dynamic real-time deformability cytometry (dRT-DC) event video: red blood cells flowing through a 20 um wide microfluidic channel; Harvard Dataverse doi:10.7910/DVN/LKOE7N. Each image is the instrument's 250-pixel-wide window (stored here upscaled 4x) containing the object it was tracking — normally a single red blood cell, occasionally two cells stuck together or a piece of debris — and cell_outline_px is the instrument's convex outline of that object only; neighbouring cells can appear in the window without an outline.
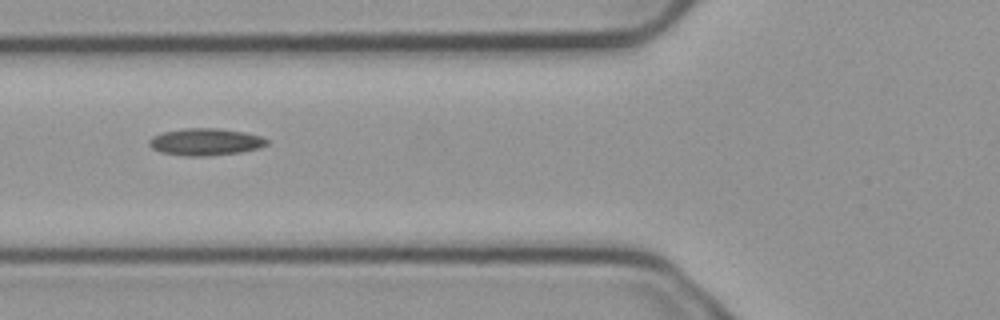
{"species": "common noctule bat (a hibernating species)", "species_latin": "Nyctalus noctula", "temperature_condition": "cold", "stored_images_in_passage": 9, "camera_frame_rate_fps": 3000, "um_per_image_px": 0.085, "animal": {"sex": "male", "body_mass_g": 23.1, "forearm_length_mm": 52.7}, "frame": {"image": 1, "passage_image": 6, "time_ms": 1.667, "image_size_px": [1000, 320], "cell_outline_px": [[268, 144], [260, 148], [240, 152], [208, 156], [188, 156], [160, 152], [152, 148], [148, 144], [148, 140], [152, 136], [164, 132], [184, 128], [220, 128], [244, 132], [260, 136], [268, 140]], "centroid_in_image_um": [17.46, 12.06], "position_along_channel_um": 108.3, "area_um2": 18.61}}
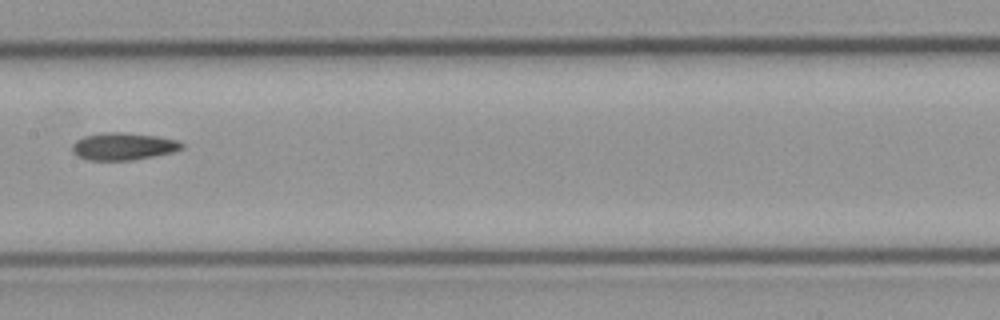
{"frame": {"image": 2, "passage_image": 8, "time_ms": 2.333, "image_size_px": [1000, 320], "cell_outline_px": [[184, 148], [172, 152], [132, 160], [88, 160], [76, 156], [72, 152], [72, 144], [76, 140], [84, 136], [100, 132], [124, 132], [156, 136], [176, 140], [184, 144]], "centroid_in_image_um": [10.43, 12.43], "position_along_channel_um": 197.0, "area_um2": 17.51}}
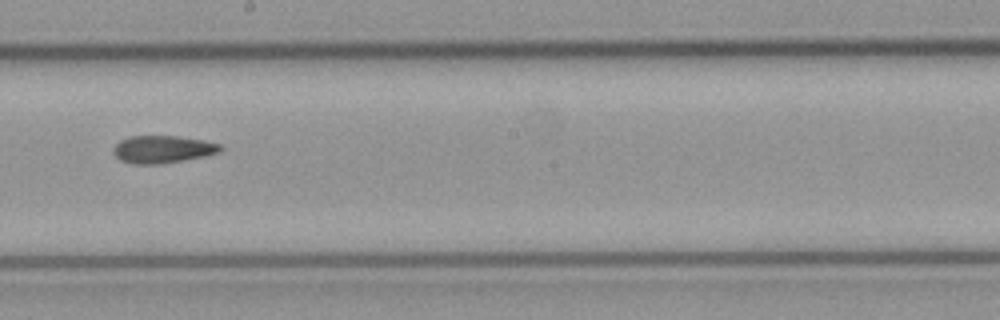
{"frame": {"image": 3, "passage_image": 9, "time_ms": 2.667, "image_size_px": [1000, 320], "cell_outline_px": [[224, 148], [220, 152], [204, 156], [164, 164], [132, 164], [120, 160], [112, 152], [112, 148], [120, 140], [128, 136], [176, 136], [204, 140], [220, 144]], "centroid_in_image_um": [13.81, 12.69], "position_along_channel_um": 234.4, "area_um2": 17.34}}